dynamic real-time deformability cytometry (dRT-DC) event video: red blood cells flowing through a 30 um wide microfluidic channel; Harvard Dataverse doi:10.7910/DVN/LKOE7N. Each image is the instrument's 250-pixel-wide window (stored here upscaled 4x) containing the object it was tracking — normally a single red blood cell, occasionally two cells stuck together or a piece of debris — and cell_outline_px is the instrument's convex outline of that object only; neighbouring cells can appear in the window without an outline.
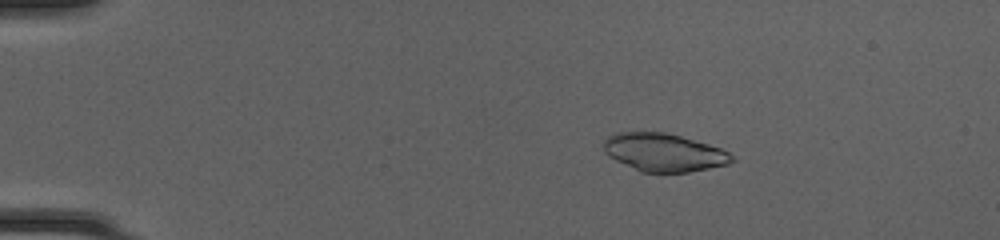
{"species": "common noctule bat (a hibernating species)", "species_latin": "Nyctalus noctula", "temperature_condition": "cold", "stored_images_in_passage": 50, "camera_frame_rate_fps": 3000, "um_per_image_px": 0.085, "animal": {"sex": "female", "body_mass_g": 20.0, "forearm_length_mm": 54.0}, "frame": {"image": 1, "passage_image": 9, "time_ms": 2.667, "image_size_px": [1000, 240], "cell_outline_px": [[736, 160], [728, 164], [688, 172], [640, 172], [608, 156], [604, 152], [604, 140], [608, 136], [616, 132], [664, 132], [680, 136], [708, 144], [720, 148], [736, 156]], "centroid_in_image_um": [56.43, 12.96], "position_along_channel_um": 28.6, "area_um2": 28.38}}
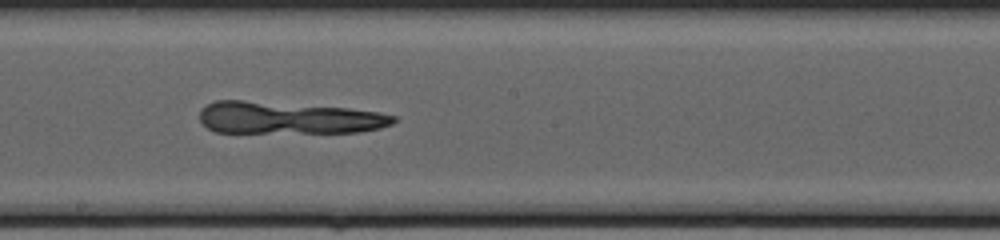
{"frame": {"image": 2, "passage_image": 29, "time_ms": 9.333, "image_size_px": [1000, 240], "cell_outline_px": [[396, 120], [392, 124], [380, 128], [360, 132], [216, 132], [208, 128], [200, 120], [200, 108], [204, 104], [216, 100], [244, 100], [348, 108], [380, 112], [396, 116]], "centroid_in_image_um": [24.5, 10.01], "position_along_channel_um": 223.7, "area_um2": 36.36}}
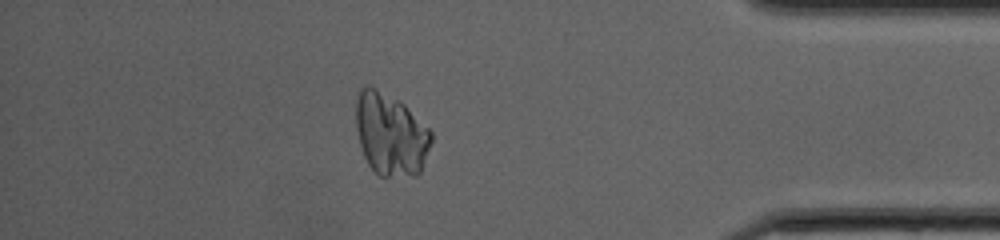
{"frame": {"image": 3, "passage_image": 44, "time_ms": 14.333, "image_size_px": [1000, 240], "cell_outline_px": [[432, 140], [420, 172], [416, 176], [380, 176], [368, 164], [364, 156], [360, 144], [356, 128], [356, 100], [360, 88], [364, 84], [368, 84], [400, 100], [432, 132]], "centroid_in_image_um": [33.18, 11.39], "position_along_channel_um": 402.0, "area_um2": 36.24}}